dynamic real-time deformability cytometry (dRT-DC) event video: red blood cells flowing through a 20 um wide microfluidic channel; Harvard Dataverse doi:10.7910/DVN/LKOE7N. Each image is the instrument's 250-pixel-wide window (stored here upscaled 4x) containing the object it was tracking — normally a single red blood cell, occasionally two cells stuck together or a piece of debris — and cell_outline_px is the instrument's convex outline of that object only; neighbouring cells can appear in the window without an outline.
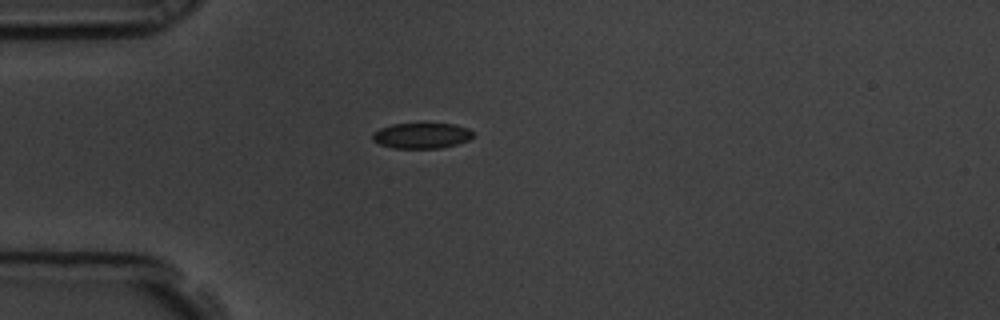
{"species": "common noctule bat (a hibernating species)", "species_latin": "Nyctalus noctula", "temperature_condition": "room temperature", "stored_images_in_passage": 12, "camera_frame_rate_fps": 3000, "um_per_image_px": 0.085, "animal": {"sex": "male", "body_mass_g": 19.5, "forearm_length_mm": 54.6}, "frame": {"image": 1, "passage_image": 1, "time_ms": 0.0, "image_size_px": [1000, 320], "cell_outline_px": [[472, 136], [468, 140], [456, 144], [440, 148], [392, 148], [380, 144], [372, 140], [372, 132], [380, 128], [392, 124], [452, 124], [468, 128], [472, 132]], "centroid_in_image_um": [35.79, 11.53], "position_along_channel_um": 49.2, "area_um2": 14.85}}
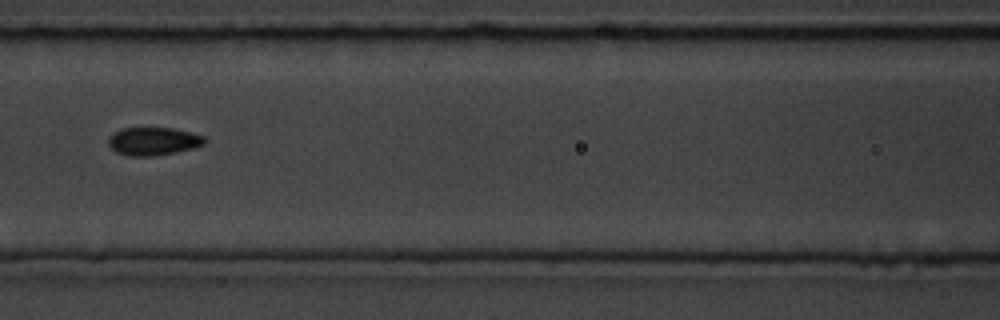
{"frame": {"image": 2, "passage_image": 4, "time_ms": 1.0, "image_size_px": [1000, 320], "cell_outline_px": [[208, 140], [204, 144], [196, 148], [156, 156], [128, 156], [116, 152], [108, 144], [108, 136], [112, 132], [120, 128], [172, 128], [204, 136]], "centroid_in_image_um": [13.02, 12.01], "position_along_channel_um": 153.6, "area_um2": 15.95}}
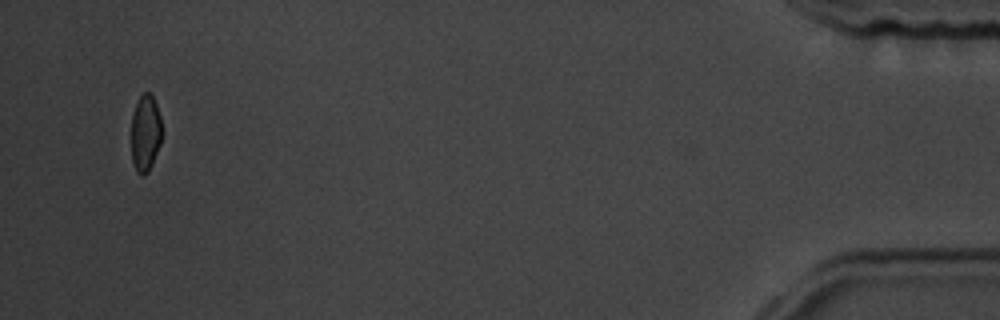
{"frame": {"image": 3, "passage_image": 12, "time_ms": 3.667, "image_size_px": [1000, 320], "cell_outline_px": [[164, 132], [160, 144], [152, 164], [148, 172], [144, 176], [140, 176], [136, 172], [132, 160], [132, 112], [140, 96], [144, 92], [152, 92], [160, 116]], "centroid_in_image_um": [12.38, 11.31], "position_along_channel_um": 422.8, "area_um2": 14.05}}